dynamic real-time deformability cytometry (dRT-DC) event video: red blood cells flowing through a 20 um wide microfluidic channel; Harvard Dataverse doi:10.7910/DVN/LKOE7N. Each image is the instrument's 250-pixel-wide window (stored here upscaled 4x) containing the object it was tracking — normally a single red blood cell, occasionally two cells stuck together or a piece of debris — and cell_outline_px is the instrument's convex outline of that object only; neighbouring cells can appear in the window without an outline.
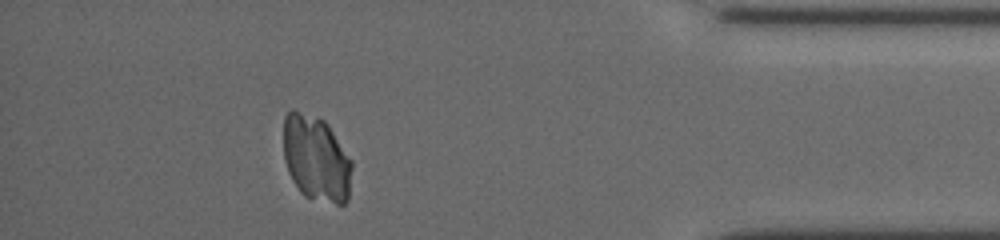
{"species": "common noctule bat (a hibernating species)", "species_latin": "Nyctalus noctula", "temperature_condition": "cold", "stored_images_in_passage": 51, "camera_frame_rate_fps": 3000, "um_per_image_px": 0.085, "animal": {"sex": "female", "body_mass_g": 19.5, "forearm_length_mm": 54.1}, "frame": {"image": 1, "passage_image": 43, "time_ms": 10.0, "image_size_px": [1000, 240], "cell_outline_px": [[352, 168], [348, 200], [344, 204], [336, 204], [304, 196], [300, 192], [292, 180], [288, 172], [284, 160], [284, 116], [292, 108], [324, 120], [328, 124], [352, 160]], "centroid_in_image_um": [26.87, 13.47], "position_along_channel_um": 408.3, "area_um2": 34.45}}